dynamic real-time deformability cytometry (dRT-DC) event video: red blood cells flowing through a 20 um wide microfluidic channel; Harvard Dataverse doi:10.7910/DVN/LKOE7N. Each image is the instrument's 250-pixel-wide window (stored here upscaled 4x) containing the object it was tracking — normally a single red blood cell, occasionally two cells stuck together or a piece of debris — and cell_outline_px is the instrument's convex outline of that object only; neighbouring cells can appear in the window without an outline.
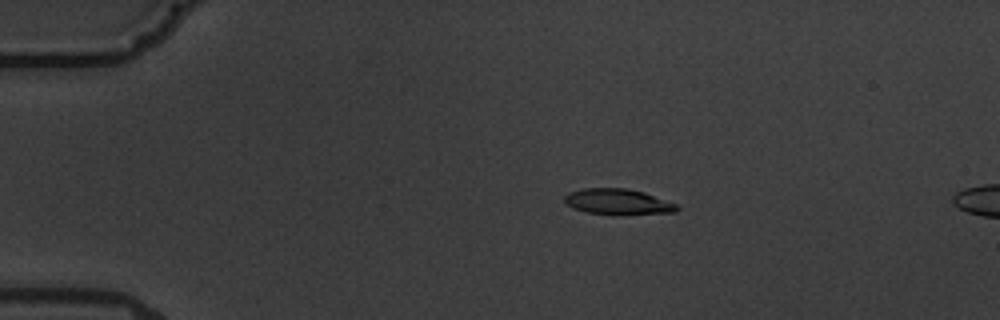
{"species": "common noctule bat (a hibernating species)", "species_latin": "Nyctalus noctula", "temperature_condition": "warm", "stored_images_in_passage": 5, "camera_frame_rate_fps": 3000, "um_per_image_px": 0.085, "animal": {"sex": "male", "body_mass_g": 19.5, "forearm_length_mm": 54.6}, "frame": {"image": 1, "passage_image": 4, "time_ms": 3.333, "image_size_px": [1000, 320], "cell_outline_px": [[680, 208], [676, 212], [612, 216], [588, 212], [572, 208], [564, 204], [564, 196], [568, 192], [584, 188], [628, 188], [644, 192], [676, 204]], "centroid_in_image_um": [52.49, 17.17], "position_along_channel_um": 32.5, "area_um2": 17.28}}